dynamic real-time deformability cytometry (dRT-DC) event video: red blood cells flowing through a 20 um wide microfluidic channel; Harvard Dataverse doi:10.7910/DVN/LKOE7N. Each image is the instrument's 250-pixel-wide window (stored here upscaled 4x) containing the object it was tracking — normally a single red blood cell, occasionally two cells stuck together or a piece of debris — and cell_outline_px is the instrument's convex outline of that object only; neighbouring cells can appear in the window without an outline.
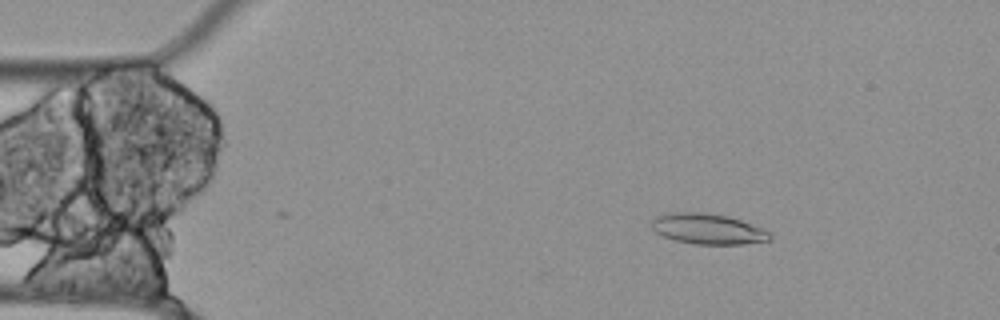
{"species": "Egyptian fruit bat (a non-hibernating species)", "species_latin": "Rousettus aegyptiacus", "temperature_condition": "cold", "stored_images_in_passage": 56, "camera_frame_rate_fps": 3000, "um_per_image_px": 0.085, "animal": {"sex": "female"}, "frame": {"image": 1, "passage_image": 9, "time_ms": 2.667, "image_size_px": [1000, 320], "cell_outline_px": [[772, 240], [744, 244], [692, 244], [676, 240], [664, 236], [656, 232], [652, 228], [652, 220], [656, 216], [668, 212], [704, 212], [728, 216], [764, 228], [772, 232]], "centroid_in_image_um": [60.21, 19.45], "position_along_channel_um": 24.8, "area_um2": 21.27}}
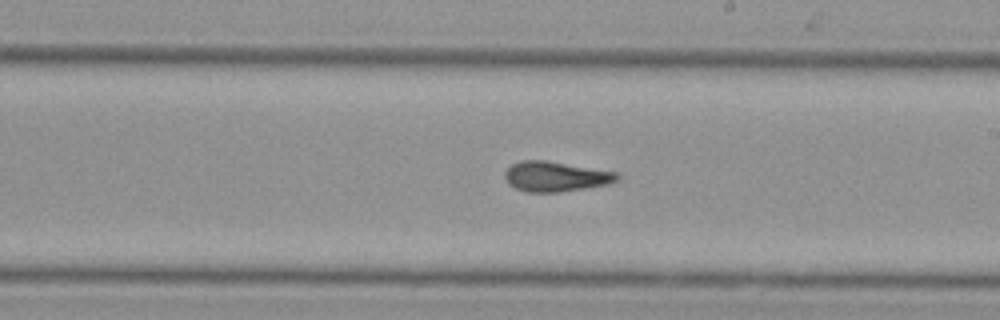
{"frame": {"image": 2, "passage_image": 32, "time_ms": 10.333, "image_size_px": [1000, 320], "cell_outline_px": [[620, 180], [608, 184], [560, 192], [528, 192], [516, 188], [508, 184], [504, 176], [504, 172], [512, 164], [520, 160], [544, 160], [620, 172]], "centroid_in_image_um": [47.26, 15.0], "position_along_channel_um": 241.7, "area_um2": 19.83}}
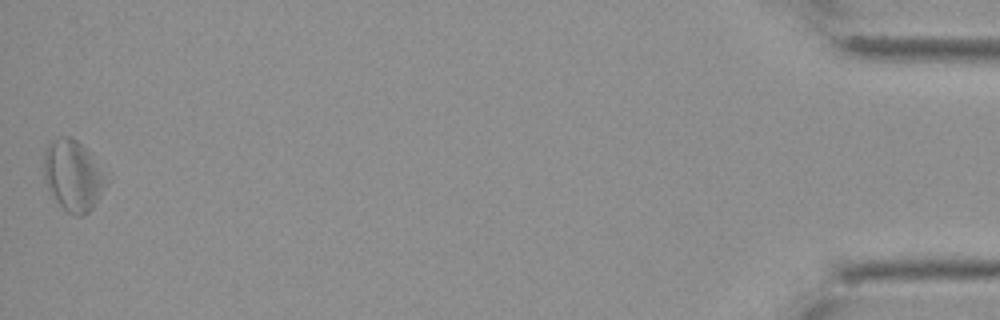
{"frame": {"image": 3, "passage_image": 56, "time_ms": 18.333, "image_size_px": [1000, 320], "cell_outline_px": [[108, 184], [92, 208], [84, 216], [76, 216], [68, 212], [56, 200], [48, 188], [44, 180], [44, 152], [48, 144], [52, 140], [60, 136], [72, 136], [88, 152]], "centroid_in_image_um": [6.16, 14.93], "position_along_channel_um": 429.0, "area_um2": 25.09}}